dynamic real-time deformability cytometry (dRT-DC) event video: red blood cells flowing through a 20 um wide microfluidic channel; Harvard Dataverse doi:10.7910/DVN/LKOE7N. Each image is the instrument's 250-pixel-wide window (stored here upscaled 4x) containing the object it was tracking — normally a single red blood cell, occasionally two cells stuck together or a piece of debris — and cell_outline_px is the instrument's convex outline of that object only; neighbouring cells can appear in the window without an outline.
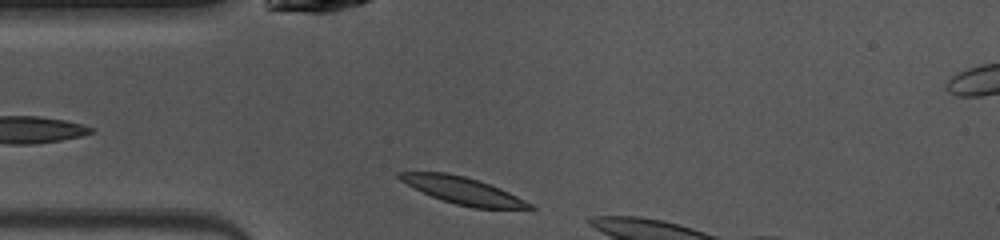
{"species": "common noctule bat (a hibernating species)", "species_latin": "Nyctalus noctula", "temperature_condition": "warm", "stored_images_in_passage": 5, "camera_frame_rate_fps": 3000, "um_per_image_px": 0.085, "animal": {"sex": "female", "body_mass_g": 10.0, "forearm_length_mm": 53.1}, "frame": {"image": 1, "passage_image": 1, "time_ms": 0.0, "image_size_px": [1000, 240], "cell_outline_px": [[536, 208], [472, 208], [440, 200], [400, 180], [396, 176], [396, 172], [444, 172], [464, 176], [500, 188], [532, 204]], "centroid_in_image_um": [39.31, 16.19], "position_along_channel_um": 45.7, "area_um2": 20.0}}
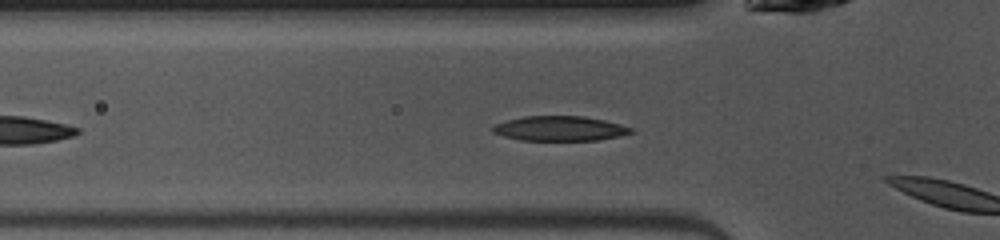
{"frame": {"image": 2, "passage_image": 4, "time_ms": 1.0, "image_size_px": [1000, 240], "cell_outline_px": [[636, 132], [620, 136], [596, 140], [520, 140], [504, 136], [492, 132], [492, 128], [496, 124], [508, 120], [524, 116], [584, 116], [604, 120], [620, 124], [632, 128]], "centroid_in_image_um": [47.62, 10.92], "position_along_channel_um": 78.2, "area_um2": 19.88}}